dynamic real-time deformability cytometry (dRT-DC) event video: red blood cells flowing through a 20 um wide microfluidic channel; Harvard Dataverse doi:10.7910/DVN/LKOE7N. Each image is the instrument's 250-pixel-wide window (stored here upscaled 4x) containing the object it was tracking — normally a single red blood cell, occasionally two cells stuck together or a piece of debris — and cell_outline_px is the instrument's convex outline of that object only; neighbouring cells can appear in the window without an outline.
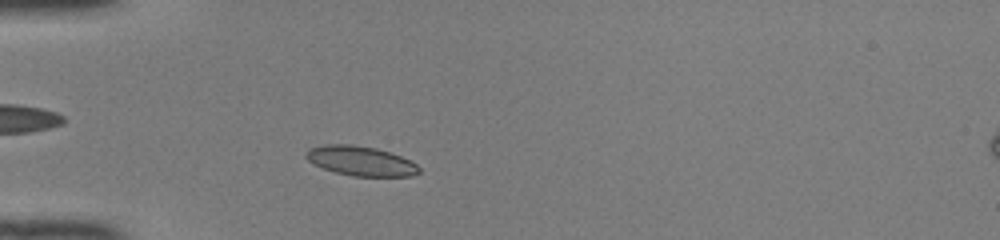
{"species": "common noctule bat (a hibernating species)", "species_latin": "Nyctalus noctula", "temperature_condition": "room temperature", "stored_images_in_passage": 41, "camera_frame_rate_fps": 3000, "um_per_image_px": 0.085, "animal": {"sex": "female", "body_mass_g": 22.0, "forearm_length_mm": 56.7}, "frame": {"image": 1, "passage_image": 7, "time_ms": 2.0, "image_size_px": [1000, 240], "cell_outline_px": [[420, 172], [412, 176], [352, 176], [336, 172], [324, 168], [308, 160], [304, 156], [308, 148], [324, 144], [352, 144], [376, 148], [400, 156], [416, 164], [420, 168]], "centroid_in_image_um": [30.64, 13.67], "position_along_channel_um": 54.4, "area_um2": 19.36}}
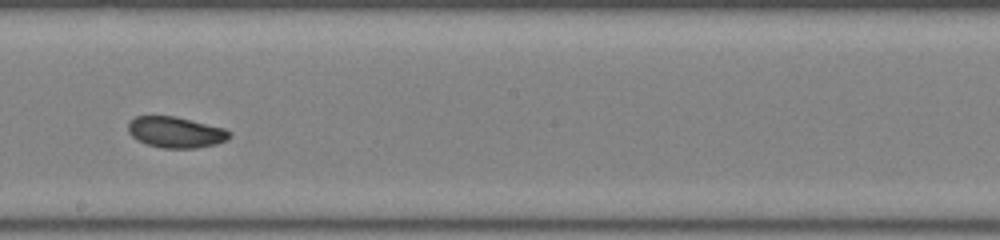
{"frame": {"image": 2, "passage_image": 21, "time_ms": 6.667, "image_size_px": [1000, 240], "cell_outline_px": [[232, 136], [228, 140], [216, 144], [196, 148], [164, 148], [148, 144], [136, 140], [128, 132], [128, 124], [136, 116], [176, 116], [224, 128], [232, 132]], "centroid_in_image_um": [14.97, 11.24], "position_along_channel_um": 233.2, "area_um2": 18.38}}
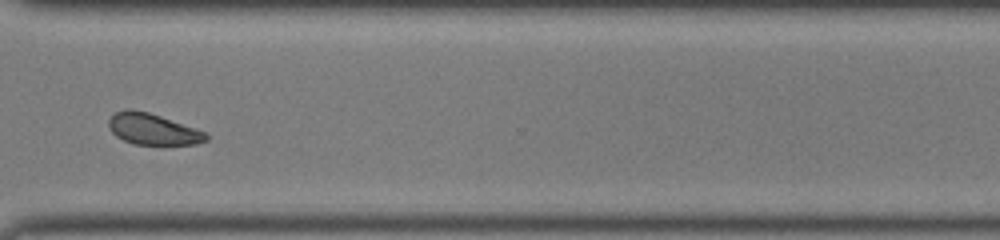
{"frame": {"image": 3, "passage_image": 30, "time_ms": 9.667, "image_size_px": [1000, 240], "cell_outline_px": [[208, 140], [196, 144], [160, 148], [132, 144], [116, 136], [108, 128], [108, 120], [116, 112], [124, 108], [132, 108], [148, 112], [208, 132]], "centroid_in_image_um": [13.02, 11.03], "position_along_channel_um": 357.6, "area_um2": 18.73}, "authors_computed_cell_mechanics": {"area_um2": 18.7272, "velocity_mm_per_s": 4.1149, "shape_relaxation_time_tau1_ms": 4.1957, "shape_relaxation_time_tau2_ms": 2.4946, "deformation_change_tau1": 0.1093, "deformation_change_tau2": 0.0519}}